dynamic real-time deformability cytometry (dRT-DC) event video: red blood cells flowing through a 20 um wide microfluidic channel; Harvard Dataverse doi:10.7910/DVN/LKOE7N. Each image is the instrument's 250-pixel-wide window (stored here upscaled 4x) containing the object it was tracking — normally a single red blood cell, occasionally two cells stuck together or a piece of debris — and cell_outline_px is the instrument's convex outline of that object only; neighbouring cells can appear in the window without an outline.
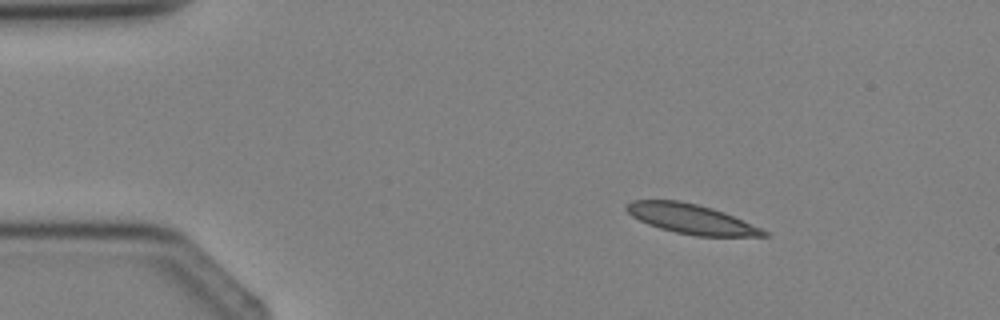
{"species": "Egyptian fruit bat (a non-hibernating species)", "species_latin": "Rousettus aegyptiacus", "temperature_condition": "cold", "stored_images_in_passage": 3, "camera_frame_rate_fps": 3000, "um_per_image_px": 0.085, "animal": {"sex": "female"}, "frame": {"image": 1, "passage_image": 2, "time_ms": 1.0, "image_size_px": [1000, 320], "cell_outline_px": [[772, 236], [696, 236], [676, 232], [660, 228], [648, 224], [632, 216], [624, 208], [632, 200], [680, 200], [712, 208], [724, 212], [760, 228], [768, 232]], "centroid_in_image_um": [58.75, 18.61], "position_along_channel_um": 26.3, "area_um2": 23.47}}